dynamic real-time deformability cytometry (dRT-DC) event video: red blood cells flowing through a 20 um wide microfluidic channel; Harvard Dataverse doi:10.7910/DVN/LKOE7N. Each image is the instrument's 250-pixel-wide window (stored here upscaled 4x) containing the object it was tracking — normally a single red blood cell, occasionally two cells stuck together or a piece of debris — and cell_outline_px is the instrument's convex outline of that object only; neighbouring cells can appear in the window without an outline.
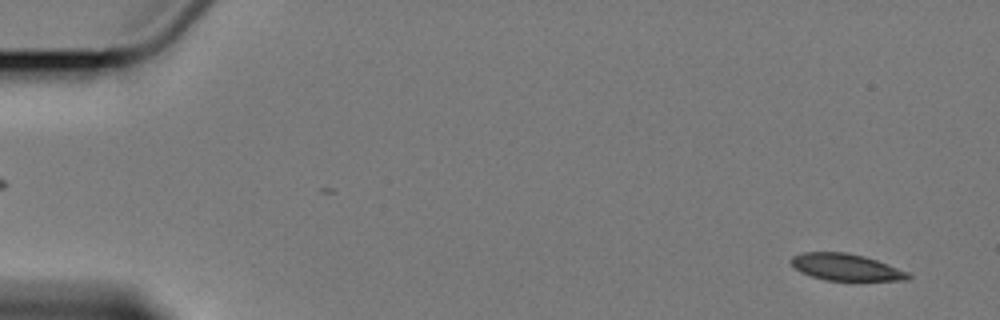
{"species": "Egyptian fruit bat (a non-hibernating species)", "species_latin": "Rousettus aegyptiacus", "temperature_condition": "cold", "stored_images_in_passage": 6, "camera_frame_rate_fps": 3000, "um_per_image_px": 0.085, "animal": {"sex": "female"}, "frame": {"image": 1, "passage_image": 6, "time_ms": 6.667, "image_size_px": [1000, 320], "cell_outline_px": [[912, 276], [908, 280], [828, 280], [812, 276], [800, 272], [788, 260], [792, 256], [804, 252], [848, 252], [864, 256], [876, 260], [908, 272]], "centroid_in_image_um": [71.88, 22.7], "position_along_channel_um": 13.1, "area_um2": 18.09}}